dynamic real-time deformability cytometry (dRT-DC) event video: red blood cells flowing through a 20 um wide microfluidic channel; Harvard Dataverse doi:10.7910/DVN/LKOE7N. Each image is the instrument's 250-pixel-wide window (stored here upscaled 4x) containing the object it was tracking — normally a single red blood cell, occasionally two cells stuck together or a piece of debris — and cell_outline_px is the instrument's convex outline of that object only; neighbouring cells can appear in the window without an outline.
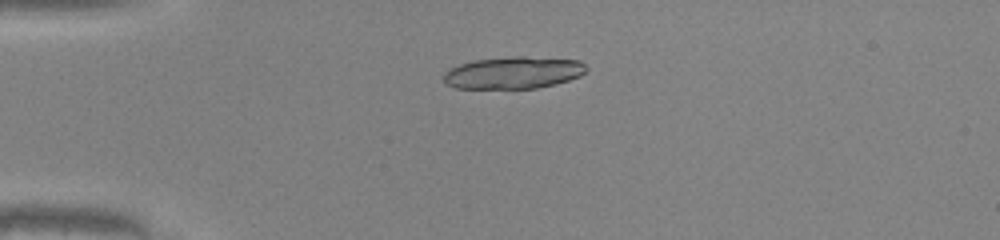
{"species": "common noctule bat (a hibernating species)", "species_latin": "Nyctalus noctula", "temperature_condition": "warm", "stored_images_in_passage": 51, "camera_frame_rate_fps": 3000, "um_per_image_px": 0.085, "animal": {"sex": "male", "body_mass_g": 20.0, "forearm_length_mm": 53.3}, "frame": {"image": 1, "passage_image": 14, "time_ms": 4.333, "image_size_px": [1000, 240], "cell_outline_px": [[588, 68], [580, 76], [556, 84], [536, 88], [456, 88], [444, 84], [444, 72], [448, 68], [472, 60], [516, 56], [524, 56], [580, 60]], "centroid_in_image_um": [43.62, 6.17], "position_along_channel_um": 41.4, "area_um2": 26.82}}